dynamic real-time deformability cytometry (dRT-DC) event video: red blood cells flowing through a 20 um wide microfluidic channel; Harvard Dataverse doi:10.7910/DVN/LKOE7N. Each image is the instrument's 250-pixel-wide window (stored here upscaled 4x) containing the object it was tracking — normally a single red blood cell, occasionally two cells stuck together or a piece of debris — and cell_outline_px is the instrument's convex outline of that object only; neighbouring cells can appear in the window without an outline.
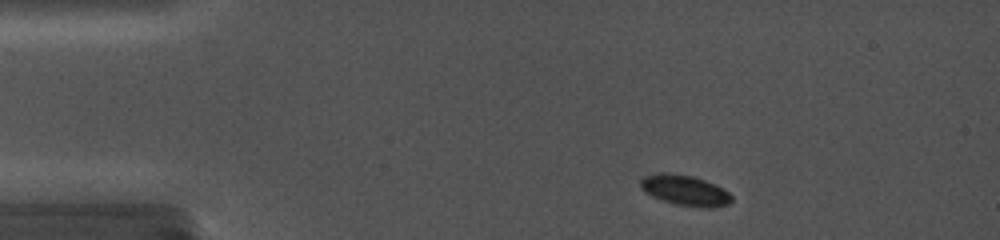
{"species": "common noctule bat (a hibernating species)", "species_latin": "Nyctalus noctula", "temperature_condition": "cold", "stored_images_in_passage": 30, "camera_frame_rate_fps": 5000, "um_per_image_px": 0.085, "animal": {"sex": "female", "body_mass_g": 19.0, "forearm_length_mm": 56.7}, "frame": {"image": 1, "passage_image": 2, "time_ms": 0.6, "image_size_px": [1000, 240], "cell_outline_px": [[732, 200], [728, 204], [712, 208], [704, 208], [676, 204], [652, 196], [644, 192], [640, 188], [640, 180], [644, 176], [660, 172], [668, 172], [692, 176], [704, 180], [724, 188], [732, 196]], "centroid_in_image_um": [58.22, 16.17], "position_along_channel_um": 26.8, "area_um2": 16.24}}
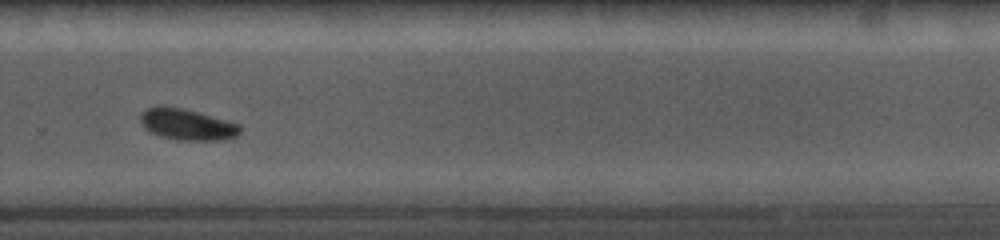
{"frame": {"image": 2, "passage_image": 21, "time_ms": 10.0, "image_size_px": [1000, 240], "cell_outline_px": [[240, 132], [236, 136], [220, 140], [176, 140], [160, 136], [148, 132], [140, 120], [140, 116], [148, 108], [160, 104], [184, 108], [240, 124]], "centroid_in_image_um": [15.87, 10.57], "position_along_channel_um": 313.9, "area_um2": 18.21}}
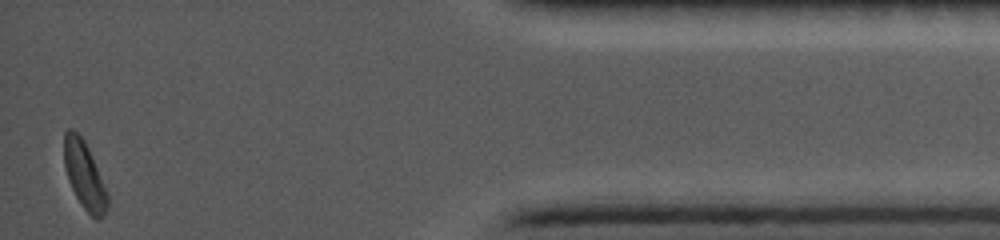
{"frame": {"image": 3, "passage_image": 30, "time_ms": 14.2, "image_size_px": [1000, 240], "cell_outline_px": [[108, 208], [104, 216], [100, 220], [96, 220], [84, 208], [76, 196], [72, 188], [64, 164], [64, 132], [68, 128], [72, 128], [84, 140], [88, 148], [108, 196]], "centroid_in_image_um": [7.17, 14.91], "position_along_channel_um": 428.0, "area_um2": 16.65}}